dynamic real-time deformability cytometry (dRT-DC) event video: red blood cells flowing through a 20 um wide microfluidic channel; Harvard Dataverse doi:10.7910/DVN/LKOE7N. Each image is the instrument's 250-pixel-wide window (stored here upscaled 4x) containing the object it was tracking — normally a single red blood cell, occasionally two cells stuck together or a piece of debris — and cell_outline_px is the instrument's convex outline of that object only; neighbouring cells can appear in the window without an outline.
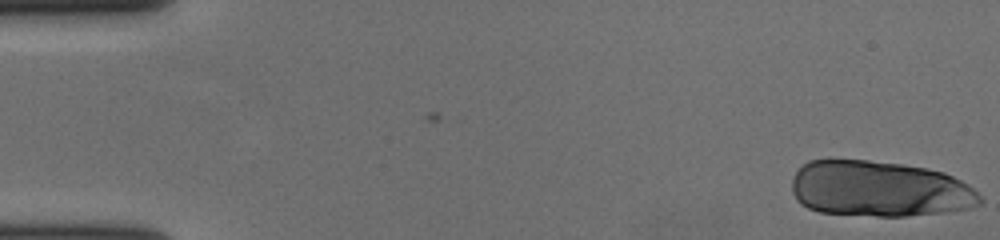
{"species": "human", "species_latin": "Homo sapiens", "temperature_condition": "cold", "stored_images_in_passage": 19, "camera_frame_rate_fps": 3000, "um_per_image_px": 0.085, "donor": {"sex": "female"}, "frame": {"image": 1, "passage_image": 1, "time_ms": 0.0, "image_size_px": [1000, 240], "cell_outline_px": [[984, 200], [980, 204], [968, 208], [944, 212], [908, 216], [876, 216], [820, 212], [808, 208], [800, 204], [796, 200], [792, 192], [792, 180], [796, 172], [808, 160], [828, 156], [868, 160], [900, 164], [924, 168], [944, 172], [968, 184]], "centroid_in_image_um": [74.68, 16.03], "position_along_channel_um": 10.3, "area_um2": 62.08}}